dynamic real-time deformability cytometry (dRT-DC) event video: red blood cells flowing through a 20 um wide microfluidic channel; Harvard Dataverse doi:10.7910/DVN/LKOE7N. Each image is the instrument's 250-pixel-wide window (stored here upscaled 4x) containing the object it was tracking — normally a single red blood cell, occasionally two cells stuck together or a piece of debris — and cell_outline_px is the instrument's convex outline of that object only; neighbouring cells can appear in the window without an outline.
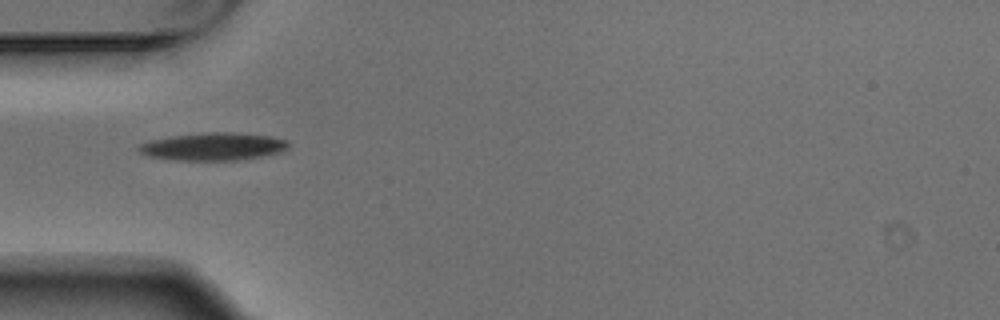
{"species": "Egyptian fruit bat (a non-hibernating species)", "species_latin": "Rousettus aegyptiacus", "temperature_condition": "warm", "stored_images_in_passage": 3, "camera_frame_rate_fps": 3000, "um_per_image_px": 0.085, "animal": {"sex": "male"}, "frame": {"image": 1, "passage_image": 1, "time_ms": 0.0, "image_size_px": [1000, 320], "cell_outline_px": [[288, 148], [280, 152], [260, 156], [236, 160], [176, 160], [148, 156], [140, 152], [136, 148], [140, 144], [152, 140], [172, 136], [208, 132], [232, 132], [268, 136], [288, 140]], "centroid_in_image_um": [18.11, 12.45], "position_along_channel_um": 66.9, "area_um2": 23.87}}
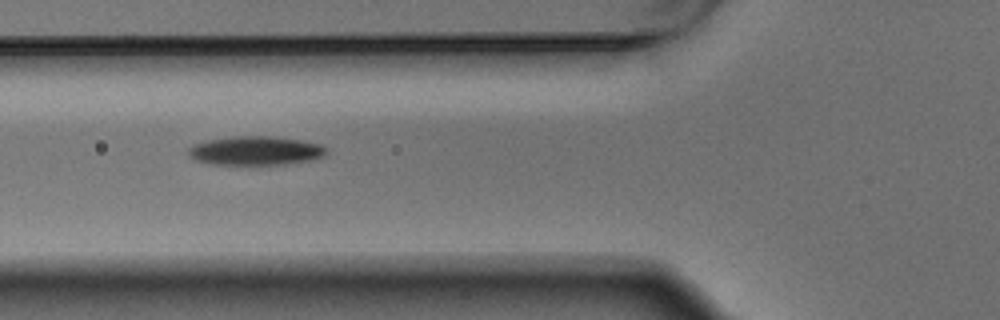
{"frame": {"image": 2, "passage_image": 2, "time_ms": 0.333, "image_size_px": [1000, 320], "cell_outline_px": [[328, 152], [324, 156], [312, 160], [284, 164], [208, 164], [196, 160], [188, 156], [188, 148], [196, 144], [208, 140], [232, 136], [268, 136], [300, 140], [324, 144], [328, 148]], "centroid_in_image_um": [21.76, 12.81], "position_along_channel_um": 104.0, "area_um2": 23.35}}
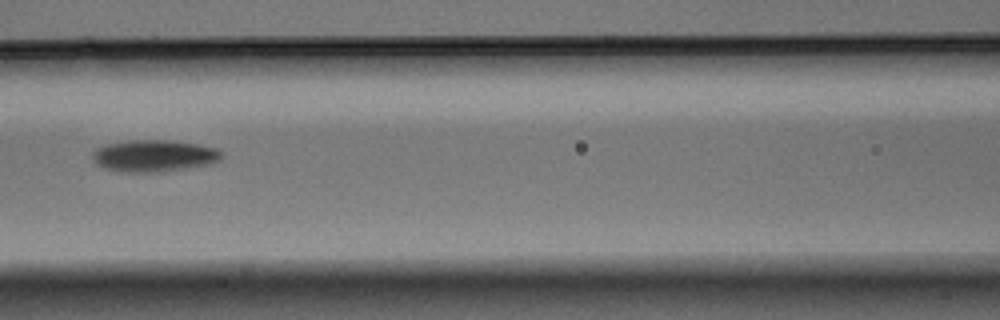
{"frame": {"image": 3, "passage_image": 3, "time_ms": 0.667, "image_size_px": [1000, 320], "cell_outline_px": [[220, 160], [208, 164], [160, 172], [120, 172], [104, 168], [96, 164], [92, 160], [92, 152], [96, 148], [108, 144], [128, 140], [168, 140], [196, 144], [216, 148], [220, 152]], "centroid_in_image_um": [13.02, 13.24], "position_along_channel_um": 153.6, "area_um2": 23.81}}